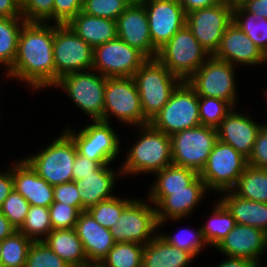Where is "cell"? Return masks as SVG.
Returning <instances> with one entry per match:
<instances>
[{
	"label": "cell",
	"mask_w": 267,
	"mask_h": 267,
	"mask_svg": "<svg viewBox=\"0 0 267 267\" xmlns=\"http://www.w3.org/2000/svg\"><path fill=\"white\" fill-rule=\"evenodd\" d=\"M48 209L53 230L75 228L80 214L75 206L53 202Z\"/></svg>",
	"instance_id": "obj_44"
},
{
	"label": "cell",
	"mask_w": 267,
	"mask_h": 267,
	"mask_svg": "<svg viewBox=\"0 0 267 267\" xmlns=\"http://www.w3.org/2000/svg\"><path fill=\"white\" fill-rule=\"evenodd\" d=\"M67 25L92 48L118 37L116 21L91 16L82 11L72 18Z\"/></svg>",
	"instance_id": "obj_26"
},
{
	"label": "cell",
	"mask_w": 267,
	"mask_h": 267,
	"mask_svg": "<svg viewBox=\"0 0 267 267\" xmlns=\"http://www.w3.org/2000/svg\"><path fill=\"white\" fill-rule=\"evenodd\" d=\"M233 22L236 23L267 57V19L258 18L254 14L248 13L237 4L233 8Z\"/></svg>",
	"instance_id": "obj_34"
},
{
	"label": "cell",
	"mask_w": 267,
	"mask_h": 267,
	"mask_svg": "<svg viewBox=\"0 0 267 267\" xmlns=\"http://www.w3.org/2000/svg\"><path fill=\"white\" fill-rule=\"evenodd\" d=\"M101 166L98 161L89 160L77 152L72 171L73 181L82 180L85 176L97 171Z\"/></svg>",
	"instance_id": "obj_49"
},
{
	"label": "cell",
	"mask_w": 267,
	"mask_h": 267,
	"mask_svg": "<svg viewBox=\"0 0 267 267\" xmlns=\"http://www.w3.org/2000/svg\"><path fill=\"white\" fill-rule=\"evenodd\" d=\"M188 230L190 229H185L184 232H179L180 234L178 233L174 236L159 234V237L167 244L189 252L195 258L201 251L200 249L203 248L202 246H204L205 243L207 244V242L204 240L201 228H199L197 232H189ZM186 234H188V236Z\"/></svg>",
	"instance_id": "obj_43"
},
{
	"label": "cell",
	"mask_w": 267,
	"mask_h": 267,
	"mask_svg": "<svg viewBox=\"0 0 267 267\" xmlns=\"http://www.w3.org/2000/svg\"><path fill=\"white\" fill-rule=\"evenodd\" d=\"M144 245L134 242L115 243L100 267H142Z\"/></svg>",
	"instance_id": "obj_35"
},
{
	"label": "cell",
	"mask_w": 267,
	"mask_h": 267,
	"mask_svg": "<svg viewBox=\"0 0 267 267\" xmlns=\"http://www.w3.org/2000/svg\"><path fill=\"white\" fill-rule=\"evenodd\" d=\"M102 165L91 175L85 176L82 180L76 181V188L81 199V212L99 202L113 198L111 191L116 181L115 173L108 167Z\"/></svg>",
	"instance_id": "obj_25"
},
{
	"label": "cell",
	"mask_w": 267,
	"mask_h": 267,
	"mask_svg": "<svg viewBox=\"0 0 267 267\" xmlns=\"http://www.w3.org/2000/svg\"><path fill=\"white\" fill-rule=\"evenodd\" d=\"M139 201L131 200L123 208L116 225L110 229L115 243L134 242L146 245L155 237L152 233L158 227L156 208Z\"/></svg>",
	"instance_id": "obj_15"
},
{
	"label": "cell",
	"mask_w": 267,
	"mask_h": 267,
	"mask_svg": "<svg viewBox=\"0 0 267 267\" xmlns=\"http://www.w3.org/2000/svg\"><path fill=\"white\" fill-rule=\"evenodd\" d=\"M234 5L239 4L242 0H230Z\"/></svg>",
	"instance_id": "obj_58"
},
{
	"label": "cell",
	"mask_w": 267,
	"mask_h": 267,
	"mask_svg": "<svg viewBox=\"0 0 267 267\" xmlns=\"http://www.w3.org/2000/svg\"><path fill=\"white\" fill-rule=\"evenodd\" d=\"M30 203L15 189L3 201L0 208L3 215L17 228L25 222Z\"/></svg>",
	"instance_id": "obj_42"
},
{
	"label": "cell",
	"mask_w": 267,
	"mask_h": 267,
	"mask_svg": "<svg viewBox=\"0 0 267 267\" xmlns=\"http://www.w3.org/2000/svg\"><path fill=\"white\" fill-rule=\"evenodd\" d=\"M14 189L33 206L49 208L54 202L53 186L41 178L26 160L12 167Z\"/></svg>",
	"instance_id": "obj_24"
},
{
	"label": "cell",
	"mask_w": 267,
	"mask_h": 267,
	"mask_svg": "<svg viewBox=\"0 0 267 267\" xmlns=\"http://www.w3.org/2000/svg\"><path fill=\"white\" fill-rule=\"evenodd\" d=\"M53 54L56 83L62 76L69 73L92 71L93 48L67 24L54 26Z\"/></svg>",
	"instance_id": "obj_10"
},
{
	"label": "cell",
	"mask_w": 267,
	"mask_h": 267,
	"mask_svg": "<svg viewBox=\"0 0 267 267\" xmlns=\"http://www.w3.org/2000/svg\"><path fill=\"white\" fill-rule=\"evenodd\" d=\"M233 8L234 4L227 0L186 14V25L210 55L216 52L222 35L233 22Z\"/></svg>",
	"instance_id": "obj_12"
},
{
	"label": "cell",
	"mask_w": 267,
	"mask_h": 267,
	"mask_svg": "<svg viewBox=\"0 0 267 267\" xmlns=\"http://www.w3.org/2000/svg\"><path fill=\"white\" fill-rule=\"evenodd\" d=\"M215 248L229 257L244 258L259 265V255L267 248V233L256 227L236 224Z\"/></svg>",
	"instance_id": "obj_21"
},
{
	"label": "cell",
	"mask_w": 267,
	"mask_h": 267,
	"mask_svg": "<svg viewBox=\"0 0 267 267\" xmlns=\"http://www.w3.org/2000/svg\"><path fill=\"white\" fill-rule=\"evenodd\" d=\"M117 36L138 49L148 59H155L158 50L153 46L146 9L141 2H131L116 20Z\"/></svg>",
	"instance_id": "obj_19"
},
{
	"label": "cell",
	"mask_w": 267,
	"mask_h": 267,
	"mask_svg": "<svg viewBox=\"0 0 267 267\" xmlns=\"http://www.w3.org/2000/svg\"><path fill=\"white\" fill-rule=\"evenodd\" d=\"M25 23L23 17H0V64L7 70L14 63L19 34Z\"/></svg>",
	"instance_id": "obj_31"
},
{
	"label": "cell",
	"mask_w": 267,
	"mask_h": 267,
	"mask_svg": "<svg viewBox=\"0 0 267 267\" xmlns=\"http://www.w3.org/2000/svg\"><path fill=\"white\" fill-rule=\"evenodd\" d=\"M156 181L151 191L188 190V186L199 176L193 169L171 164L154 173Z\"/></svg>",
	"instance_id": "obj_32"
},
{
	"label": "cell",
	"mask_w": 267,
	"mask_h": 267,
	"mask_svg": "<svg viewBox=\"0 0 267 267\" xmlns=\"http://www.w3.org/2000/svg\"><path fill=\"white\" fill-rule=\"evenodd\" d=\"M199 96L182 81L171 93L169 101L153 117L149 124L156 130L171 136L185 129L201 125Z\"/></svg>",
	"instance_id": "obj_5"
},
{
	"label": "cell",
	"mask_w": 267,
	"mask_h": 267,
	"mask_svg": "<svg viewBox=\"0 0 267 267\" xmlns=\"http://www.w3.org/2000/svg\"><path fill=\"white\" fill-rule=\"evenodd\" d=\"M131 2H141L142 0H130Z\"/></svg>",
	"instance_id": "obj_60"
},
{
	"label": "cell",
	"mask_w": 267,
	"mask_h": 267,
	"mask_svg": "<svg viewBox=\"0 0 267 267\" xmlns=\"http://www.w3.org/2000/svg\"><path fill=\"white\" fill-rule=\"evenodd\" d=\"M52 230L49 209L33 205H30L25 222L18 229L32 241H43ZM41 235H45L44 238H39Z\"/></svg>",
	"instance_id": "obj_37"
},
{
	"label": "cell",
	"mask_w": 267,
	"mask_h": 267,
	"mask_svg": "<svg viewBox=\"0 0 267 267\" xmlns=\"http://www.w3.org/2000/svg\"><path fill=\"white\" fill-rule=\"evenodd\" d=\"M194 258L156 235L143 247L142 267H186Z\"/></svg>",
	"instance_id": "obj_28"
},
{
	"label": "cell",
	"mask_w": 267,
	"mask_h": 267,
	"mask_svg": "<svg viewBox=\"0 0 267 267\" xmlns=\"http://www.w3.org/2000/svg\"><path fill=\"white\" fill-rule=\"evenodd\" d=\"M247 162L250 166L267 169V124L260 127Z\"/></svg>",
	"instance_id": "obj_47"
},
{
	"label": "cell",
	"mask_w": 267,
	"mask_h": 267,
	"mask_svg": "<svg viewBox=\"0 0 267 267\" xmlns=\"http://www.w3.org/2000/svg\"><path fill=\"white\" fill-rule=\"evenodd\" d=\"M26 22L19 34L17 53L7 76L25 81L33 88L54 86V25Z\"/></svg>",
	"instance_id": "obj_1"
},
{
	"label": "cell",
	"mask_w": 267,
	"mask_h": 267,
	"mask_svg": "<svg viewBox=\"0 0 267 267\" xmlns=\"http://www.w3.org/2000/svg\"><path fill=\"white\" fill-rule=\"evenodd\" d=\"M17 231V228L3 215L0 210V242L10 237Z\"/></svg>",
	"instance_id": "obj_54"
},
{
	"label": "cell",
	"mask_w": 267,
	"mask_h": 267,
	"mask_svg": "<svg viewBox=\"0 0 267 267\" xmlns=\"http://www.w3.org/2000/svg\"><path fill=\"white\" fill-rule=\"evenodd\" d=\"M106 78L96 73L73 72L62 76L54 86L63 88L93 121H103Z\"/></svg>",
	"instance_id": "obj_14"
},
{
	"label": "cell",
	"mask_w": 267,
	"mask_h": 267,
	"mask_svg": "<svg viewBox=\"0 0 267 267\" xmlns=\"http://www.w3.org/2000/svg\"><path fill=\"white\" fill-rule=\"evenodd\" d=\"M43 241L71 267L91 265L74 228L52 230Z\"/></svg>",
	"instance_id": "obj_27"
},
{
	"label": "cell",
	"mask_w": 267,
	"mask_h": 267,
	"mask_svg": "<svg viewBox=\"0 0 267 267\" xmlns=\"http://www.w3.org/2000/svg\"><path fill=\"white\" fill-rule=\"evenodd\" d=\"M130 4V0H83L82 12L116 21Z\"/></svg>",
	"instance_id": "obj_41"
},
{
	"label": "cell",
	"mask_w": 267,
	"mask_h": 267,
	"mask_svg": "<svg viewBox=\"0 0 267 267\" xmlns=\"http://www.w3.org/2000/svg\"><path fill=\"white\" fill-rule=\"evenodd\" d=\"M140 96L144 117L150 122L169 101L182 82L157 58L148 59L133 76Z\"/></svg>",
	"instance_id": "obj_2"
},
{
	"label": "cell",
	"mask_w": 267,
	"mask_h": 267,
	"mask_svg": "<svg viewBox=\"0 0 267 267\" xmlns=\"http://www.w3.org/2000/svg\"><path fill=\"white\" fill-rule=\"evenodd\" d=\"M146 9L153 46L159 50L186 23V14L178 0H142Z\"/></svg>",
	"instance_id": "obj_17"
},
{
	"label": "cell",
	"mask_w": 267,
	"mask_h": 267,
	"mask_svg": "<svg viewBox=\"0 0 267 267\" xmlns=\"http://www.w3.org/2000/svg\"><path fill=\"white\" fill-rule=\"evenodd\" d=\"M261 126L232 109L216 128L217 137L248 159Z\"/></svg>",
	"instance_id": "obj_22"
},
{
	"label": "cell",
	"mask_w": 267,
	"mask_h": 267,
	"mask_svg": "<svg viewBox=\"0 0 267 267\" xmlns=\"http://www.w3.org/2000/svg\"><path fill=\"white\" fill-rule=\"evenodd\" d=\"M14 1L17 3V5L20 8H22L25 5V3L27 2V0H14Z\"/></svg>",
	"instance_id": "obj_56"
},
{
	"label": "cell",
	"mask_w": 267,
	"mask_h": 267,
	"mask_svg": "<svg viewBox=\"0 0 267 267\" xmlns=\"http://www.w3.org/2000/svg\"><path fill=\"white\" fill-rule=\"evenodd\" d=\"M218 267H260L257 263L237 257H229L228 260L219 264Z\"/></svg>",
	"instance_id": "obj_55"
},
{
	"label": "cell",
	"mask_w": 267,
	"mask_h": 267,
	"mask_svg": "<svg viewBox=\"0 0 267 267\" xmlns=\"http://www.w3.org/2000/svg\"><path fill=\"white\" fill-rule=\"evenodd\" d=\"M148 60L138 49L120 38L93 48V67L105 77H133Z\"/></svg>",
	"instance_id": "obj_13"
},
{
	"label": "cell",
	"mask_w": 267,
	"mask_h": 267,
	"mask_svg": "<svg viewBox=\"0 0 267 267\" xmlns=\"http://www.w3.org/2000/svg\"><path fill=\"white\" fill-rule=\"evenodd\" d=\"M170 138L172 164L198 173L205 167L218 141L216 129L203 125L177 132Z\"/></svg>",
	"instance_id": "obj_8"
},
{
	"label": "cell",
	"mask_w": 267,
	"mask_h": 267,
	"mask_svg": "<svg viewBox=\"0 0 267 267\" xmlns=\"http://www.w3.org/2000/svg\"><path fill=\"white\" fill-rule=\"evenodd\" d=\"M14 189V181L12 177V168L9 172L0 173V208L3 201L9 196Z\"/></svg>",
	"instance_id": "obj_52"
},
{
	"label": "cell",
	"mask_w": 267,
	"mask_h": 267,
	"mask_svg": "<svg viewBox=\"0 0 267 267\" xmlns=\"http://www.w3.org/2000/svg\"><path fill=\"white\" fill-rule=\"evenodd\" d=\"M54 0H27L21 8L26 22H42L53 19Z\"/></svg>",
	"instance_id": "obj_45"
},
{
	"label": "cell",
	"mask_w": 267,
	"mask_h": 267,
	"mask_svg": "<svg viewBox=\"0 0 267 267\" xmlns=\"http://www.w3.org/2000/svg\"><path fill=\"white\" fill-rule=\"evenodd\" d=\"M25 267H71L53 252L44 241H33L29 247Z\"/></svg>",
	"instance_id": "obj_40"
},
{
	"label": "cell",
	"mask_w": 267,
	"mask_h": 267,
	"mask_svg": "<svg viewBox=\"0 0 267 267\" xmlns=\"http://www.w3.org/2000/svg\"><path fill=\"white\" fill-rule=\"evenodd\" d=\"M213 56L233 65H256L267 62L264 52L234 22L226 28Z\"/></svg>",
	"instance_id": "obj_20"
},
{
	"label": "cell",
	"mask_w": 267,
	"mask_h": 267,
	"mask_svg": "<svg viewBox=\"0 0 267 267\" xmlns=\"http://www.w3.org/2000/svg\"><path fill=\"white\" fill-rule=\"evenodd\" d=\"M1 254H2V242H0V267H2V264H1Z\"/></svg>",
	"instance_id": "obj_57"
},
{
	"label": "cell",
	"mask_w": 267,
	"mask_h": 267,
	"mask_svg": "<svg viewBox=\"0 0 267 267\" xmlns=\"http://www.w3.org/2000/svg\"><path fill=\"white\" fill-rule=\"evenodd\" d=\"M224 1L227 0H178V2L183 7L185 14L194 10L212 7L217 4L223 3Z\"/></svg>",
	"instance_id": "obj_51"
},
{
	"label": "cell",
	"mask_w": 267,
	"mask_h": 267,
	"mask_svg": "<svg viewBox=\"0 0 267 267\" xmlns=\"http://www.w3.org/2000/svg\"><path fill=\"white\" fill-rule=\"evenodd\" d=\"M233 191L238 197L267 203V169L247 165Z\"/></svg>",
	"instance_id": "obj_30"
},
{
	"label": "cell",
	"mask_w": 267,
	"mask_h": 267,
	"mask_svg": "<svg viewBox=\"0 0 267 267\" xmlns=\"http://www.w3.org/2000/svg\"><path fill=\"white\" fill-rule=\"evenodd\" d=\"M82 7L83 0H54L53 19L56 24H67Z\"/></svg>",
	"instance_id": "obj_46"
},
{
	"label": "cell",
	"mask_w": 267,
	"mask_h": 267,
	"mask_svg": "<svg viewBox=\"0 0 267 267\" xmlns=\"http://www.w3.org/2000/svg\"><path fill=\"white\" fill-rule=\"evenodd\" d=\"M32 240L18 230L2 241V267H25Z\"/></svg>",
	"instance_id": "obj_36"
},
{
	"label": "cell",
	"mask_w": 267,
	"mask_h": 267,
	"mask_svg": "<svg viewBox=\"0 0 267 267\" xmlns=\"http://www.w3.org/2000/svg\"><path fill=\"white\" fill-rule=\"evenodd\" d=\"M0 17H22L21 8L14 0H0Z\"/></svg>",
	"instance_id": "obj_53"
},
{
	"label": "cell",
	"mask_w": 267,
	"mask_h": 267,
	"mask_svg": "<svg viewBox=\"0 0 267 267\" xmlns=\"http://www.w3.org/2000/svg\"><path fill=\"white\" fill-rule=\"evenodd\" d=\"M128 199H119L114 196L111 199L99 202L87 209L95 221L105 228H113L119 220L123 208L130 202Z\"/></svg>",
	"instance_id": "obj_39"
},
{
	"label": "cell",
	"mask_w": 267,
	"mask_h": 267,
	"mask_svg": "<svg viewBox=\"0 0 267 267\" xmlns=\"http://www.w3.org/2000/svg\"><path fill=\"white\" fill-rule=\"evenodd\" d=\"M206 190L205 182L198 176L188 186V190L149 192L150 202L156 205L158 228L168 218L179 220L188 216L200 199H203Z\"/></svg>",
	"instance_id": "obj_18"
},
{
	"label": "cell",
	"mask_w": 267,
	"mask_h": 267,
	"mask_svg": "<svg viewBox=\"0 0 267 267\" xmlns=\"http://www.w3.org/2000/svg\"><path fill=\"white\" fill-rule=\"evenodd\" d=\"M73 139L66 133L41 151L25 160L51 186L73 181V164L77 154Z\"/></svg>",
	"instance_id": "obj_7"
},
{
	"label": "cell",
	"mask_w": 267,
	"mask_h": 267,
	"mask_svg": "<svg viewBox=\"0 0 267 267\" xmlns=\"http://www.w3.org/2000/svg\"><path fill=\"white\" fill-rule=\"evenodd\" d=\"M86 267H100L98 264H91L89 266H86Z\"/></svg>",
	"instance_id": "obj_59"
},
{
	"label": "cell",
	"mask_w": 267,
	"mask_h": 267,
	"mask_svg": "<svg viewBox=\"0 0 267 267\" xmlns=\"http://www.w3.org/2000/svg\"><path fill=\"white\" fill-rule=\"evenodd\" d=\"M234 65L210 55L204 64L186 81L198 96L236 102Z\"/></svg>",
	"instance_id": "obj_11"
},
{
	"label": "cell",
	"mask_w": 267,
	"mask_h": 267,
	"mask_svg": "<svg viewBox=\"0 0 267 267\" xmlns=\"http://www.w3.org/2000/svg\"><path fill=\"white\" fill-rule=\"evenodd\" d=\"M209 56L185 24L158 50L156 58L181 81H187Z\"/></svg>",
	"instance_id": "obj_4"
},
{
	"label": "cell",
	"mask_w": 267,
	"mask_h": 267,
	"mask_svg": "<svg viewBox=\"0 0 267 267\" xmlns=\"http://www.w3.org/2000/svg\"><path fill=\"white\" fill-rule=\"evenodd\" d=\"M239 5L246 12L267 19V0H242Z\"/></svg>",
	"instance_id": "obj_50"
},
{
	"label": "cell",
	"mask_w": 267,
	"mask_h": 267,
	"mask_svg": "<svg viewBox=\"0 0 267 267\" xmlns=\"http://www.w3.org/2000/svg\"><path fill=\"white\" fill-rule=\"evenodd\" d=\"M109 114L122 123L145 126L138 88L133 77H107L104 95L103 121L109 123ZM136 124V125H135Z\"/></svg>",
	"instance_id": "obj_6"
},
{
	"label": "cell",
	"mask_w": 267,
	"mask_h": 267,
	"mask_svg": "<svg viewBox=\"0 0 267 267\" xmlns=\"http://www.w3.org/2000/svg\"><path fill=\"white\" fill-rule=\"evenodd\" d=\"M53 194L54 202L75 206L81 212V199L75 181L53 186Z\"/></svg>",
	"instance_id": "obj_48"
},
{
	"label": "cell",
	"mask_w": 267,
	"mask_h": 267,
	"mask_svg": "<svg viewBox=\"0 0 267 267\" xmlns=\"http://www.w3.org/2000/svg\"><path fill=\"white\" fill-rule=\"evenodd\" d=\"M247 158L231 145L217 141L205 167L199 173L207 189L231 191L247 167Z\"/></svg>",
	"instance_id": "obj_9"
},
{
	"label": "cell",
	"mask_w": 267,
	"mask_h": 267,
	"mask_svg": "<svg viewBox=\"0 0 267 267\" xmlns=\"http://www.w3.org/2000/svg\"><path fill=\"white\" fill-rule=\"evenodd\" d=\"M236 221L227 207L219 201L213 209L212 218L207 225L201 227L204 240L214 248L235 227Z\"/></svg>",
	"instance_id": "obj_33"
},
{
	"label": "cell",
	"mask_w": 267,
	"mask_h": 267,
	"mask_svg": "<svg viewBox=\"0 0 267 267\" xmlns=\"http://www.w3.org/2000/svg\"><path fill=\"white\" fill-rule=\"evenodd\" d=\"M224 191L220 200L231 212L236 224H244L262 229L267 233V203L238 197L232 190Z\"/></svg>",
	"instance_id": "obj_29"
},
{
	"label": "cell",
	"mask_w": 267,
	"mask_h": 267,
	"mask_svg": "<svg viewBox=\"0 0 267 267\" xmlns=\"http://www.w3.org/2000/svg\"><path fill=\"white\" fill-rule=\"evenodd\" d=\"M74 229L90 264H99L115 244L110 229L95 221L87 210L80 212Z\"/></svg>",
	"instance_id": "obj_23"
},
{
	"label": "cell",
	"mask_w": 267,
	"mask_h": 267,
	"mask_svg": "<svg viewBox=\"0 0 267 267\" xmlns=\"http://www.w3.org/2000/svg\"><path fill=\"white\" fill-rule=\"evenodd\" d=\"M75 142L80 155L101 165L111 163L119 152V139L109 123L95 120L76 135L70 129L65 131Z\"/></svg>",
	"instance_id": "obj_16"
},
{
	"label": "cell",
	"mask_w": 267,
	"mask_h": 267,
	"mask_svg": "<svg viewBox=\"0 0 267 267\" xmlns=\"http://www.w3.org/2000/svg\"><path fill=\"white\" fill-rule=\"evenodd\" d=\"M140 128V139L129 150L120 174L156 173L172 164L170 136L150 124Z\"/></svg>",
	"instance_id": "obj_3"
},
{
	"label": "cell",
	"mask_w": 267,
	"mask_h": 267,
	"mask_svg": "<svg viewBox=\"0 0 267 267\" xmlns=\"http://www.w3.org/2000/svg\"><path fill=\"white\" fill-rule=\"evenodd\" d=\"M198 105L201 125L215 129L233 109L228 101L213 97L199 96Z\"/></svg>",
	"instance_id": "obj_38"
}]
</instances>
